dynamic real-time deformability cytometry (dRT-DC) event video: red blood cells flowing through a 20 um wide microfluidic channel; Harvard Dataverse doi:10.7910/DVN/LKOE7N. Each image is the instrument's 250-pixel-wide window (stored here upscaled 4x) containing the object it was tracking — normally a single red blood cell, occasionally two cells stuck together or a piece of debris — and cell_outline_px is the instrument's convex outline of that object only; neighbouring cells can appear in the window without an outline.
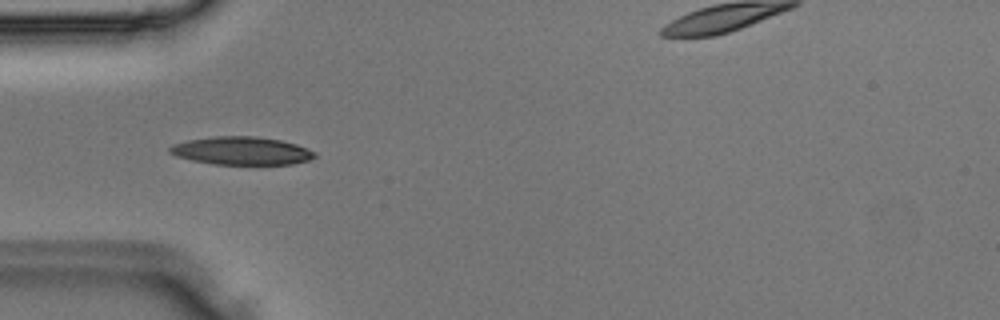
{"species": "Egyptian fruit bat (a non-hibernating species)", "species_latin": "Rousettus aegyptiacus", "temperature_condition": "room temperature", "stored_images_in_passage": 1, "camera_frame_rate_fps": 3000, "um_per_image_px": 0.085, "animal": {"sex": "male"}, "frame": {"image": 1, "passage_image": 1, "time_ms": 0.0, "image_size_px": [1000, 320], "cell_outline_px": [[316, 156], [308, 160], [292, 164], [212, 164], [192, 160], [176, 156], [168, 152], [168, 148], [172, 144], [188, 140], [212, 136], [256, 136], [280, 140], [296, 144], [316, 152]], "centroid_in_image_um": [20.5, 12.81], "position_along_channel_um": 64.5, "area_um2": 23.7}}